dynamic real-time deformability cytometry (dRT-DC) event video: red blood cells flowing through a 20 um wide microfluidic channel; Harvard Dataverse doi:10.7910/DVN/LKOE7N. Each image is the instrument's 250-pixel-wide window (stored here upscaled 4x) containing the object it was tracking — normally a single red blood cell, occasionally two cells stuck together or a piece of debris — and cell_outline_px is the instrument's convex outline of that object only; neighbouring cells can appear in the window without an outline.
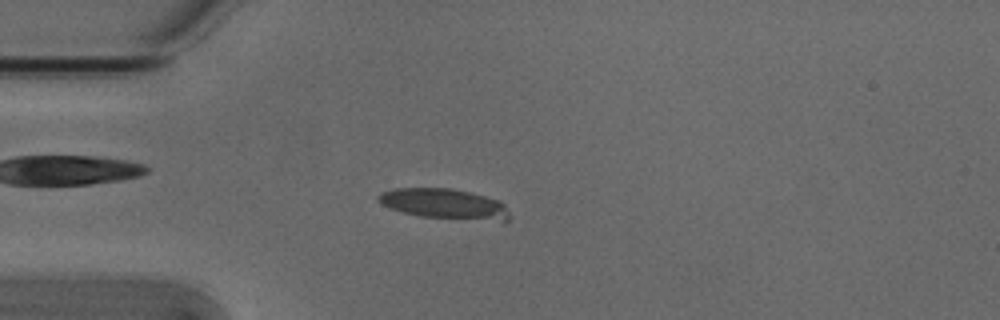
{"species": "Egyptian fruit bat (a non-hibernating species)", "species_latin": "Rousettus aegyptiacus", "temperature_condition": "cold", "stored_images_in_passage": 32, "camera_frame_rate_fps": 3000, "um_per_image_px": 0.085, "animal": {"sex": "male"}, "frame": {"image": 1, "passage_image": 3, "time_ms": 0.667, "image_size_px": [1000, 320], "cell_outline_px": [[512, 216], [504, 224], [420, 216], [404, 212], [392, 208], [376, 200], [376, 196], [380, 192], [396, 188], [452, 188], [500, 200], [504, 204]], "centroid_in_image_um": [37.9, 17.37], "position_along_channel_um": 47.1, "area_um2": 23.87}}